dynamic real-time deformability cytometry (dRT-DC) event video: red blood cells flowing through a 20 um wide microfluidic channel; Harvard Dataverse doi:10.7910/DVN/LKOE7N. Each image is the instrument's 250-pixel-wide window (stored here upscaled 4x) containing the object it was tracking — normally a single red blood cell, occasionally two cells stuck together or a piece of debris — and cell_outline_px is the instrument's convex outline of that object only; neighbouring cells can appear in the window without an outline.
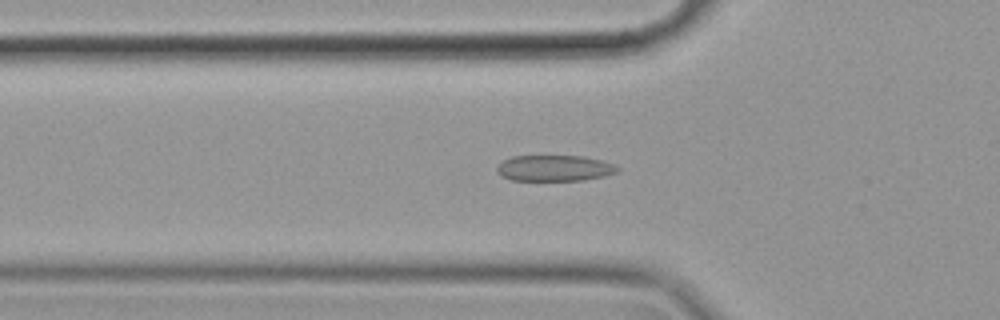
{"species": "common noctule bat (a hibernating species)", "species_latin": "Nyctalus noctula", "temperature_condition": "cold", "stored_images_in_passage": 43, "camera_frame_rate_fps": 3000, "um_per_image_px": 0.085, "animal": {"sex": "female", "body_mass_g": 19.9}, "frame": {"image": 1, "passage_image": 9, "time_ms": 2.667, "image_size_px": [1000, 320], "cell_outline_px": [[620, 168], [616, 172], [604, 176], [584, 180], [512, 180], [500, 176], [496, 172], [496, 168], [504, 160], [512, 156], [584, 156], [600, 160], [612, 164]], "centroid_in_image_um": [47.1, 14.29], "position_along_channel_um": 78.7, "area_um2": 18.15}}
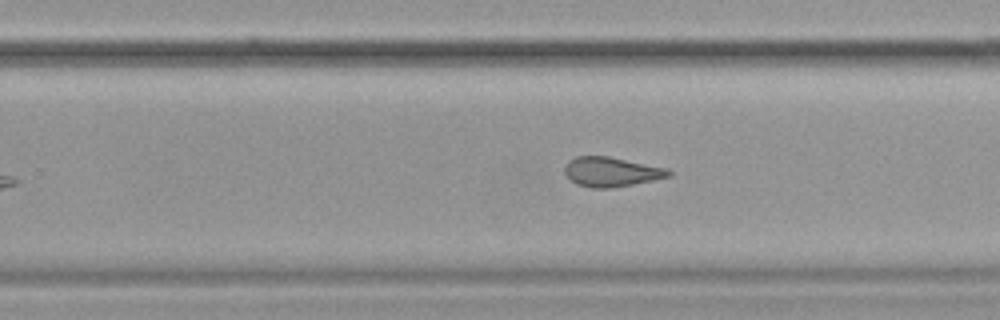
{"frame": {"image": 2, "passage_image": 26, "time_ms": 8.333, "image_size_px": [1000, 320], "cell_outline_px": [[672, 176], [612, 188], [592, 188], [576, 184], [564, 172], [564, 168], [568, 160], [576, 156], [608, 156], [668, 168], [672, 172]], "centroid_in_image_um": [51.97, 14.6], "position_along_channel_um": 277.8, "area_um2": 17.92}}
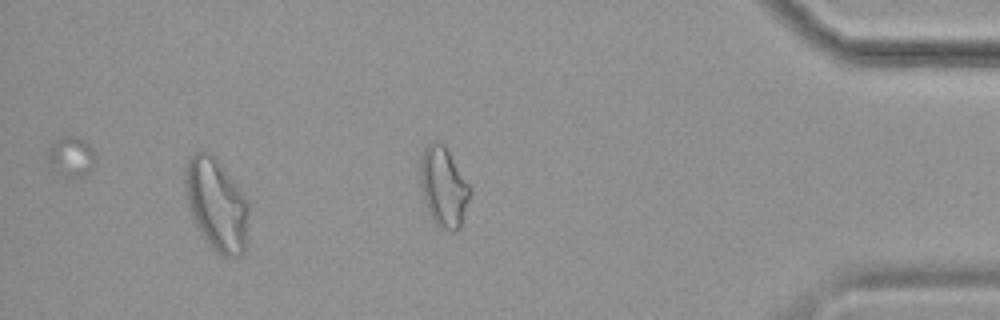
{"frame": {"image": 3, "passage_image": 39, "time_ms": 12.667, "image_size_px": [1000, 320], "cell_outline_px": [[248, 212], [244, 252], [236, 260], [224, 256], [216, 252], [208, 244], [200, 232], [188, 208], [184, 184], [184, 168], [188, 160], [196, 152], [208, 152], [216, 160], [236, 184], [248, 200]], "centroid_in_image_um": [18.38, 17.43], "position_along_channel_um": 416.8, "area_um2": 33.93}, "authors_computed_cell_mechanics": {"area_um2": 18.3226, "velocity_mm_per_s": 3.5194, "shape_relaxation_time_tau1_ms": null, "shape_relaxation_time_tau2_ms": 1.8883, "deformation_change_tau1": null, "deformation_change_tau2": 0.1001}}